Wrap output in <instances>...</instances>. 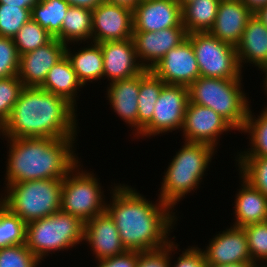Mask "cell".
<instances>
[{
    "instance_id": "cell-1",
    "label": "cell",
    "mask_w": 267,
    "mask_h": 267,
    "mask_svg": "<svg viewBox=\"0 0 267 267\" xmlns=\"http://www.w3.org/2000/svg\"><path fill=\"white\" fill-rule=\"evenodd\" d=\"M112 184L107 190L111 196L106 211L113 218L126 250H157L176 239L171 236L179 218L176 209L159 198L155 202L149 200L128 183Z\"/></svg>"
},
{
    "instance_id": "cell-2",
    "label": "cell",
    "mask_w": 267,
    "mask_h": 267,
    "mask_svg": "<svg viewBox=\"0 0 267 267\" xmlns=\"http://www.w3.org/2000/svg\"><path fill=\"white\" fill-rule=\"evenodd\" d=\"M77 112L58 95L40 87H24L0 128V138H77Z\"/></svg>"
},
{
    "instance_id": "cell-3",
    "label": "cell",
    "mask_w": 267,
    "mask_h": 267,
    "mask_svg": "<svg viewBox=\"0 0 267 267\" xmlns=\"http://www.w3.org/2000/svg\"><path fill=\"white\" fill-rule=\"evenodd\" d=\"M7 141L3 184L42 180H63L80 161L76 138H11ZM8 156V157H7Z\"/></svg>"
},
{
    "instance_id": "cell-4",
    "label": "cell",
    "mask_w": 267,
    "mask_h": 267,
    "mask_svg": "<svg viewBox=\"0 0 267 267\" xmlns=\"http://www.w3.org/2000/svg\"><path fill=\"white\" fill-rule=\"evenodd\" d=\"M183 145L168 162L162 175L161 187L157 197L164 203L174 207L189 194L201 187L204 176L210 170L212 159H215L217 149L204 143H189ZM214 157V158H213ZM200 185V186H199Z\"/></svg>"
},
{
    "instance_id": "cell-5",
    "label": "cell",
    "mask_w": 267,
    "mask_h": 267,
    "mask_svg": "<svg viewBox=\"0 0 267 267\" xmlns=\"http://www.w3.org/2000/svg\"><path fill=\"white\" fill-rule=\"evenodd\" d=\"M243 79H218L200 76L189 88V101L209 107L241 132L250 108L249 94L245 93ZM248 95V97H247Z\"/></svg>"
},
{
    "instance_id": "cell-6",
    "label": "cell",
    "mask_w": 267,
    "mask_h": 267,
    "mask_svg": "<svg viewBox=\"0 0 267 267\" xmlns=\"http://www.w3.org/2000/svg\"><path fill=\"white\" fill-rule=\"evenodd\" d=\"M85 223L61 210L26 224V245L42 262L50 254L84 244Z\"/></svg>"
},
{
    "instance_id": "cell-7",
    "label": "cell",
    "mask_w": 267,
    "mask_h": 267,
    "mask_svg": "<svg viewBox=\"0 0 267 267\" xmlns=\"http://www.w3.org/2000/svg\"><path fill=\"white\" fill-rule=\"evenodd\" d=\"M62 181L42 179L9 184L0 193V201L28 224L61 209Z\"/></svg>"
},
{
    "instance_id": "cell-8",
    "label": "cell",
    "mask_w": 267,
    "mask_h": 267,
    "mask_svg": "<svg viewBox=\"0 0 267 267\" xmlns=\"http://www.w3.org/2000/svg\"><path fill=\"white\" fill-rule=\"evenodd\" d=\"M79 161L62 181L61 211L84 223L106 211L107 196L97 174ZM83 167V168H82Z\"/></svg>"
},
{
    "instance_id": "cell-9",
    "label": "cell",
    "mask_w": 267,
    "mask_h": 267,
    "mask_svg": "<svg viewBox=\"0 0 267 267\" xmlns=\"http://www.w3.org/2000/svg\"><path fill=\"white\" fill-rule=\"evenodd\" d=\"M200 75L218 79H243L236 47L217 39L210 32L188 33Z\"/></svg>"
},
{
    "instance_id": "cell-10",
    "label": "cell",
    "mask_w": 267,
    "mask_h": 267,
    "mask_svg": "<svg viewBox=\"0 0 267 267\" xmlns=\"http://www.w3.org/2000/svg\"><path fill=\"white\" fill-rule=\"evenodd\" d=\"M188 102V87L165 84L156 101L152 120L135 139H151L153 136L181 131Z\"/></svg>"
},
{
    "instance_id": "cell-11",
    "label": "cell",
    "mask_w": 267,
    "mask_h": 267,
    "mask_svg": "<svg viewBox=\"0 0 267 267\" xmlns=\"http://www.w3.org/2000/svg\"><path fill=\"white\" fill-rule=\"evenodd\" d=\"M232 130L236 133L235 129L211 108L188 102L180 132L185 142L204 143L218 149L220 138Z\"/></svg>"
},
{
    "instance_id": "cell-12",
    "label": "cell",
    "mask_w": 267,
    "mask_h": 267,
    "mask_svg": "<svg viewBox=\"0 0 267 267\" xmlns=\"http://www.w3.org/2000/svg\"><path fill=\"white\" fill-rule=\"evenodd\" d=\"M132 34V9L103 1L92 10V42L121 41Z\"/></svg>"
},
{
    "instance_id": "cell-13",
    "label": "cell",
    "mask_w": 267,
    "mask_h": 267,
    "mask_svg": "<svg viewBox=\"0 0 267 267\" xmlns=\"http://www.w3.org/2000/svg\"><path fill=\"white\" fill-rule=\"evenodd\" d=\"M165 84L189 87L201 75L191 42L169 50L151 69Z\"/></svg>"
},
{
    "instance_id": "cell-14",
    "label": "cell",
    "mask_w": 267,
    "mask_h": 267,
    "mask_svg": "<svg viewBox=\"0 0 267 267\" xmlns=\"http://www.w3.org/2000/svg\"><path fill=\"white\" fill-rule=\"evenodd\" d=\"M217 233L208 240L207 246L201 248L206 265L252 262L243 227L230 225Z\"/></svg>"
},
{
    "instance_id": "cell-15",
    "label": "cell",
    "mask_w": 267,
    "mask_h": 267,
    "mask_svg": "<svg viewBox=\"0 0 267 267\" xmlns=\"http://www.w3.org/2000/svg\"><path fill=\"white\" fill-rule=\"evenodd\" d=\"M187 35L184 26L166 28L155 32H133L132 39L137 59L145 69L151 70L169 50L186 40Z\"/></svg>"
},
{
    "instance_id": "cell-16",
    "label": "cell",
    "mask_w": 267,
    "mask_h": 267,
    "mask_svg": "<svg viewBox=\"0 0 267 267\" xmlns=\"http://www.w3.org/2000/svg\"><path fill=\"white\" fill-rule=\"evenodd\" d=\"M183 26L178 0H141L133 9V32H155Z\"/></svg>"
},
{
    "instance_id": "cell-17",
    "label": "cell",
    "mask_w": 267,
    "mask_h": 267,
    "mask_svg": "<svg viewBox=\"0 0 267 267\" xmlns=\"http://www.w3.org/2000/svg\"><path fill=\"white\" fill-rule=\"evenodd\" d=\"M66 46L53 38L46 45L20 55L18 77L23 86L41 87L49 70L65 56Z\"/></svg>"
},
{
    "instance_id": "cell-18",
    "label": "cell",
    "mask_w": 267,
    "mask_h": 267,
    "mask_svg": "<svg viewBox=\"0 0 267 267\" xmlns=\"http://www.w3.org/2000/svg\"><path fill=\"white\" fill-rule=\"evenodd\" d=\"M99 44L103 53V79H108V83L136 76L145 70L137 59L132 38Z\"/></svg>"
},
{
    "instance_id": "cell-19",
    "label": "cell",
    "mask_w": 267,
    "mask_h": 267,
    "mask_svg": "<svg viewBox=\"0 0 267 267\" xmlns=\"http://www.w3.org/2000/svg\"><path fill=\"white\" fill-rule=\"evenodd\" d=\"M84 244L91 247L94 261L110 258L127 251L113 218L105 211L85 222Z\"/></svg>"
},
{
    "instance_id": "cell-20",
    "label": "cell",
    "mask_w": 267,
    "mask_h": 267,
    "mask_svg": "<svg viewBox=\"0 0 267 267\" xmlns=\"http://www.w3.org/2000/svg\"><path fill=\"white\" fill-rule=\"evenodd\" d=\"M106 100L114 115H118L132 130L134 137L138 136V97L140 89V74L107 84ZM134 131V132H133Z\"/></svg>"
},
{
    "instance_id": "cell-21",
    "label": "cell",
    "mask_w": 267,
    "mask_h": 267,
    "mask_svg": "<svg viewBox=\"0 0 267 267\" xmlns=\"http://www.w3.org/2000/svg\"><path fill=\"white\" fill-rule=\"evenodd\" d=\"M252 15L241 0H222L218 6L215 23L209 32L220 41L236 47Z\"/></svg>"
},
{
    "instance_id": "cell-22",
    "label": "cell",
    "mask_w": 267,
    "mask_h": 267,
    "mask_svg": "<svg viewBox=\"0 0 267 267\" xmlns=\"http://www.w3.org/2000/svg\"><path fill=\"white\" fill-rule=\"evenodd\" d=\"M239 175V189L236 190L231 225L245 227L267 221V197Z\"/></svg>"
},
{
    "instance_id": "cell-23",
    "label": "cell",
    "mask_w": 267,
    "mask_h": 267,
    "mask_svg": "<svg viewBox=\"0 0 267 267\" xmlns=\"http://www.w3.org/2000/svg\"><path fill=\"white\" fill-rule=\"evenodd\" d=\"M236 52L243 72L244 66L249 65L260 70L267 64V28L254 14L246 24L242 38L236 46Z\"/></svg>"
},
{
    "instance_id": "cell-24",
    "label": "cell",
    "mask_w": 267,
    "mask_h": 267,
    "mask_svg": "<svg viewBox=\"0 0 267 267\" xmlns=\"http://www.w3.org/2000/svg\"><path fill=\"white\" fill-rule=\"evenodd\" d=\"M80 46L78 50H72L70 44L66 46L65 56L70 61L73 70L79 82L86 88L88 83H101L103 80V53L99 43L86 42V43H73ZM86 44V46H84ZM88 44V45H87ZM100 80V81H99ZM95 81V82H94Z\"/></svg>"
},
{
    "instance_id": "cell-25",
    "label": "cell",
    "mask_w": 267,
    "mask_h": 267,
    "mask_svg": "<svg viewBox=\"0 0 267 267\" xmlns=\"http://www.w3.org/2000/svg\"><path fill=\"white\" fill-rule=\"evenodd\" d=\"M40 88L64 98L78 109L79 92L84 87L79 82L70 61L64 56L49 70Z\"/></svg>"
},
{
    "instance_id": "cell-26",
    "label": "cell",
    "mask_w": 267,
    "mask_h": 267,
    "mask_svg": "<svg viewBox=\"0 0 267 267\" xmlns=\"http://www.w3.org/2000/svg\"><path fill=\"white\" fill-rule=\"evenodd\" d=\"M251 107L252 105L248 111L245 127L240 132L247 133L248 148L237 151L234 157H267V106L264 105L259 115L255 114Z\"/></svg>"
},
{
    "instance_id": "cell-27",
    "label": "cell",
    "mask_w": 267,
    "mask_h": 267,
    "mask_svg": "<svg viewBox=\"0 0 267 267\" xmlns=\"http://www.w3.org/2000/svg\"><path fill=\"white\" fill-rule=\"evenodd\" d=\"M61 42L65 45L92 42V10L70 6L61 27Z\"/></svg>"
},
{
    "instance_id": "cell-28",
    "label": "cell",
    "mask_w": 267,
    "mask_h": 267,
    "mask_svg": "<svg viewBox=\"0 0 267 267\" xmlns=\"http://www.w3.org/2000/svg\"><path fill=\"white\" fill-rule=\"evenodd\" d=\"M220 0H194L182 8V24L187 33L209 32L213 27Z\"/></svg>"
},
{
    "instance_id": "cell-29",
    "label": "cell",
    "mask_w": 267,
    "mask_h": 267,
    "mask_svg": "<svg viewBox=\"0 0 267 267\" xmlns=\"http://www.w3.org/2000/svg\"><path fill=\"white\" fill-rule=\"evenodd\" d=\"M165 83L151 70L145 69L140 74L138 97V135L152 120L156 101Z\"/></svg>"
},
{
    "instance_id": "cell-30",
    "label": "cell",
    "mask_w": 267,
    "mask_h": 267,
    "mask_svg": "<svg viewBox=\"0 0 267 267\" xmlns=\"http://www.w3.org/2000/svg\"><path fill=\"white\" fill-rule=\"evenodd\" d=\"M70 5L66 0H40L31 18L61 42V27Z\"/></svg>"
},
{
    "instance_id": "cell-31",
    "label": "cell",
    "mask_w": 267,
    "mask_h": 267,
    "mask_svg": "<svg viewBox=\"0 0 267 267\" xmlns=\"http://www.w3.org/2000/svg\"><path fill=\"white\" fill-rule=\"evenodd\" d=\"M26 244V223L0 201V248Z\"/></svg>"
},
{
    "instance_id": "cell-32",
    "label": "cell",
    "mask_w": 267,
    "mask_h": 267,
    "mask_svg": "<svg viewBox=\"0 0 267 267\" xmlns=\"http://www.w3.org/2000/svg\"><path fill=\"white\" fill-rule=\"evenodd\" d=\"M239 174L267 197V157H235Z\"/></svg>"
},
{
    "instance_id": "cell-33",
    "label": "cell",
    "mask_w": 267,
    "mask_h": 267,
    "mask_svg": "<svg viewBox=\"0 0 267 267\" xmlns=\"http://www.w3.org/2000/svg\"><path fill=\"white\" fill-rule=\"evenodd\" d=\"M54 37L32 18L13 37L19 55L49 43Z\"/></svg>"
},
{
    "instance_id": "cell-34",
    "label": "cell",
    "mask_w": 267,
    "mask_h": 267,
    "mask_svg": "<svg viewBox=\"0 0 267 267\" xmlns=\"http://www.w3.org/2000/svg\"><path fill=\"white\" fill-rule=\"evenodd\" d=\"M31 19V9L0 4V37L13 38Z\"/></svg>"
},
{
    "instance_id": "cell-35",
    "label": "cell",
    "mask_w": 267,
    "mask_h": 267,
    "mask_svg": "<svg viewBox=\"0 0 267 267\" xmlns=\"http://www.w3.org/2000/svg\"><path fill=\"white\" fill-rule=\"evenodd\" d=\"M244 228L248 248L254 264H267V221L250 224Z\"/></svg>"
},
{
    "instance_id": "cell-36",
    "label": "cell",
    "mask_w": 267,
    "mask_h": 267,
    "mask_svg": "<svg viewBox=\"0 0 267 267\" xmlns=\"http://www.w3.org/2000/svg\"><path fill=\"white\" fill-rule=\"evenodd\" d=\"M23 88L18 75L0 78V128L8 120Z\"/></svg>"
},
{
    "instance_id": "cell-37",
    "label": "cell",
    "mask_w": 267,
    "mask_h": 267,
    "mask_svg": "<svg viewBox=\"0 0 267 267\" xmlns=\"http://www.w3.org/2000/svg\"><path fill=\"white\" fill-rule=\"evenodd\" d=\"M41 264L26 244L0 248V267H40Z\"/></svg>"
},
{
    "instance_id": "cell-38",
    "label": "cell",
    "mask_w": 267,
    "mask_h": 267,
    "mask_svg": "<svg viewBox=\"0 0 267 267\" xmlns=\"http://www.w3.org/2000/svg\"><path fill=\"white\" fill-rule=\"evenodd\" d=\"M20 55L13 38L0 37V78L17 76Z\"/></svg>"
},
{
    "instance_id": "cell-39",
    "label": "cell",
    "mask_w": 267,
    "mask_h": 267,
    "mask_svg": "<svg viewBox=\"0 0 267 267\" xmlns=\"http://www.w3.org/2000/svg\"><path fill=\"white\" fill-rule=\"evenodd\" d=\"M173 239L170 242V267H205V257L204 253L198 245L188 246L187 249L183 248L182 254L179 243L175 242ZM179 251V252H177ZM173 253V254H172ZM178 253L179 256L177 260H173V256ZM173 260V261H172Z\"/></svg>"
},
{
    "instance_id": "cell-40",
    "label": "cell",
    "mask_w": 267,
    "mask_h": 267,
    "mask_svg": "<svg viewBox=\"0 0 267 267\" xmlns=\"http://www.w3.org/2000/svg\"><path fill=\"white\" fill-rule=\"evenodd\" d=\"M136 267H170V243L157 250L138 252Z\"/></svg>"
},
{
    "instance_id": "cell-41",
    "label": "cell",
    "mask_w": 267,
    "mask_h": 267,
    "mask_svg": "<svg viewBox=\"0 0 267 267\" xmlns=\"http://www.w3.org/2000/svg\"><path fill=\"white\" fill-rule=\"evenodd\" d=\"M138 251H125L122 254L96 261L95 267H136Z\"/></svg>"
},
{
    "instance_id": "cell-42",
    "label": "cell",
    "mask_w": 267,
    "mask_h": 267,
    "mask_svg": "<svg viewBox=\"0 0 267 267\" xmlns=\"http://www.w3.org/2000/svg\"><path fill=\"white\" fill-rule=\"evenodd\" d=\"M40 0H0V4H9L12 6H18L26 9H31L39 2Z\"/></svg>"
},
{
    "instance_id": "cell-43",
    "label": "cell",
    "mask_w": 267,
    "mask_h": 267,
    "mask_svg": "<svg viewBox=\"0 0 267 267\" xmlns=\"http://www.w3.org/2000/svg\"><path fill=\"white\" fill-rule=\"evenodd\" d=\"M70 6L85 7L93 10L96 6L101 4L104 0H66Z\"/></svg>"
},
{
    "instance_id": "cell-44",
    "label": "cell",
    "mask_w": 267,
    "mask_h": 267,
    "mask_svg": "<svg viewBox=\"0 0 267 267\" xmlns=\"http://www.w3.org/2000/svg\"><path fill=\"white\" fill-rule=\"evenodd\" d=\"M241 1L252 13H255L259 8L267 5V0H241Z\"/></svg>"
},
{
    "instance_id": "cell-45",
    "label": "cell",
    "mask_w": 267,
    "mask_h": 267,
    "mask_svg": "<svg viewBox=\"0 0 267 267\" xmlns=\"http://www.w3.org/2000/svg\"><path fill=\"white\" fill-rule=\"evenodd\" d=\"M105 2L118 4L130 9H134V7L141 1V0H104Z\"/></svg>"
},
{
    "instance_id": "cell-46",
    "label": "cell",
    "mask_w": 267,
    "mask_h": 267,
    "mask_svg": "<svg viewBox=\"0 0 267 267\" xmlns=\"http://www.w3.org/2000/svg\"><path fill=\"white\" fill-rule=\"evenodd\" d=\"M256 17L260 19V21L267 28V5L259 8L255 13H253Z\"/></svg>"
},
{
    "instance_id": "cell-47",
    "label": "cell",
    "mask_w": 267,
    "mask_h": 267,
    "mask_svg": "<svg viewBox=\"0 0 267 267\" xmlns=\"http://www.w3.org/2000/svg\"><path fill=\"white\" fill-rule=\"evenodd\" d=\"M253 262L230 263L225 265H206L207 267H252Z\"/></svg>"
},
{
    "instance_id": "cell-48",
    "label": "cell",
    "mask_w": 267,
    "mask_h": 267,
    "mask_svg": "<svg viewBox=\"0 0 267 267\" xmlns=\"http://www.w3.org/2000/svg\"><path fill=\"white\" fill-rule=\"evenodd\" d=\"M259 71H261L260 73L264 74V76L262 77L263 81L261 82H263L262 88L264 90L265 95L267 96V64H265Z\"/></svg>"
},
{
    "instance_id": "cell-49",
    "label": "cell",
    "mask_w": 267,
    "mask_h": 267,
    "mask_svg": "<svg viewBox=\"0 0 267 267\" xmlns=\"http://www.w3.org/2000/svg\"><path fill=\"white\" fill-rule=\"evenodd\" d=\"M194 0H178L179 4L181 5V7L183 8L187 3H190Z\"/></svg>"
},
{
    "instance_id": "cell-50",
    "label": "cell",
    "mask_w": 267,
    "mask_h": 267,
    "mask_svg": "<svg viewBox=\"0 0 267 267\" xmlns=\"http://www.w3.org/2000/svg\"><path fill=\"white\" fill-rule=\"evenodd\" d=\"M252 267H267V264H254Z\"/></svg>"
}]
</instances>
